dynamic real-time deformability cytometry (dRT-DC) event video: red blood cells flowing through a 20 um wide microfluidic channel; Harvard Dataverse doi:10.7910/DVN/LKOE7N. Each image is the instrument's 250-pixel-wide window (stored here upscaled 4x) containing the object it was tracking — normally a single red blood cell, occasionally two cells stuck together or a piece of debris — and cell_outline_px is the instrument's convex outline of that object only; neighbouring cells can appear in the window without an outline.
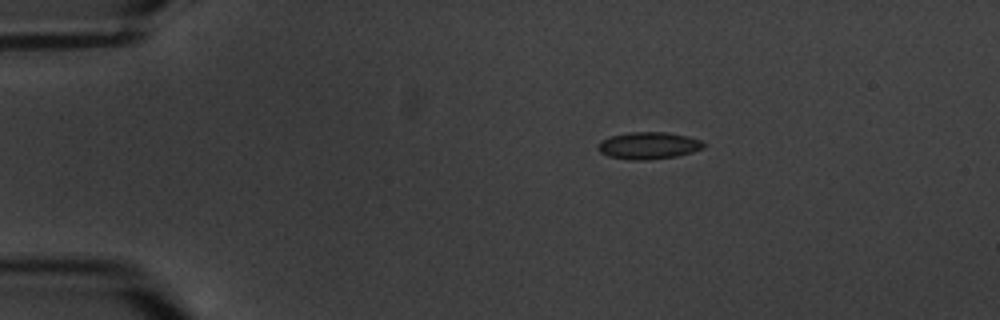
{"species": "common noctule bat (a hibernating species)", "species_latin": "Nyctalus noctula", "temperature_condition": "warm", "stored_images_in_passage": 3, "camera_frame_rate_fps": 3000, "um_per_image_px": 0.085, "animal": {"sex": "male", "body_mass_g": 20.1, "forearm_length_mm": 53.5}, "frame": {"image": 1, "passage_image": 1, "time_ms": 0.0, "image_size_px": [1000, 320], "cell_outline_px": [[708, 144], [704, 148], [692, 152], [676, 156], [648, 160], [632, 160], [608, 156], [600, 152], [596, 148], [600, 140], [612, 136], [628, 132], [668, 132], [688, 136], [704, 140]], "centroid_in_image_um": [55.17, 12.37], "position_along_channel_um": 29.8, "area_um2": 16.94}}